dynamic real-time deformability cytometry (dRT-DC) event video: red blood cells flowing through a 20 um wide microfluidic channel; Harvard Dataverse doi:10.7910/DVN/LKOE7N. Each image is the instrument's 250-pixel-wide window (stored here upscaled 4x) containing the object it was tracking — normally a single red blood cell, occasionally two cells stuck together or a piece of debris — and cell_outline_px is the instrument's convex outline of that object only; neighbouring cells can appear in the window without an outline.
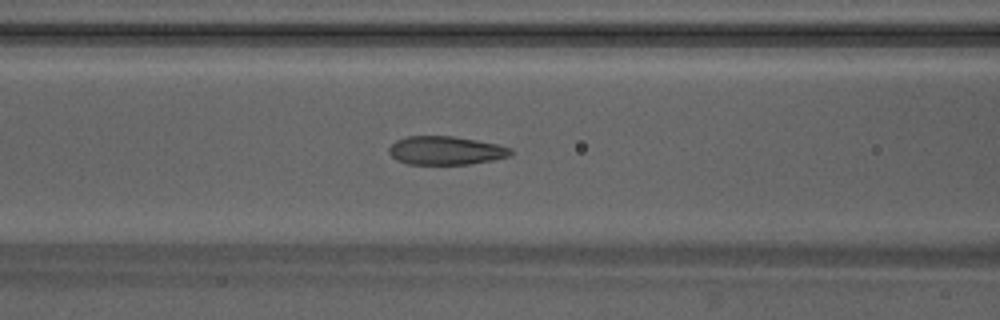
{"species": "Egyptian fruit bat (a non-hibernating species)", "species_latin": "Rousettus aegyptiacus", "temperature_condition": "warm", "stored_images_in_passage": 49, "camera_frame_rate_fps": 3000, "um_per_image_px": 0.085, "animal": {"sex": "male"}, "frame": {"image": 1, "passage_image": 21, "time_ms": 6.667, "image_size_px": [1000, 320], "cell_outline_px": [[512, 152], [508, 156], [492, 160], [468, 164], [408, 164], [396, 160], [388, 152], [388, 148], [396, 140], [408, 136], [452, 136], [476, 140], [496, 144], [512, 148]], "centroid_in_image_um": [37.85, 12.79], "position_along_channel_um": 128.7, "area_um2": 20.11}}
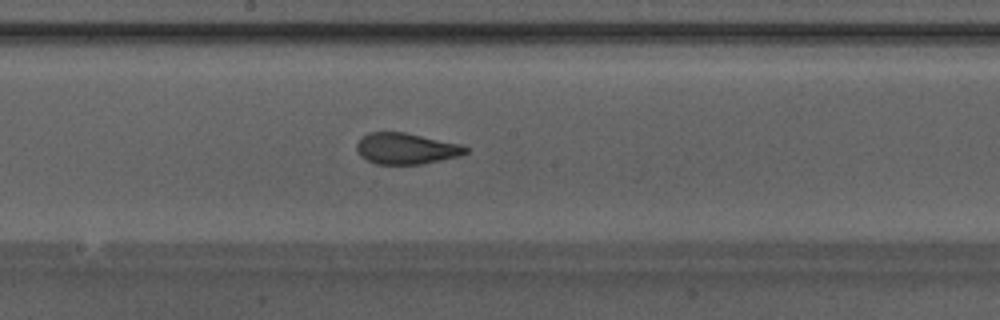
{"frame": {"image": 2, "passage_image": 27, "time_ms": 8.667, "image_size_px": [1000, 320], "cell_outline_px": [[468, 152], [460, 156], [420, 164], [376, 164], [360, 156], [356, 152], [356, 144], [368, 132], [404, 132], [460, 144], [468, 148]], "centroid_in_image_um": [34.5, 12.63], "position_along_channel_um": 213.7, "area_um2": 19.65}}
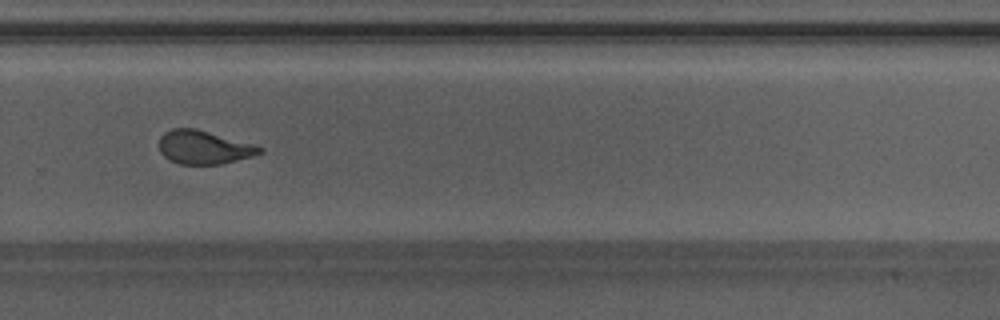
{"frame": {"image": 3, "passage_image": 34, "time_ms": 11.0, "image_size_px": [1000, 320], "cell_outline_px": [[264, 152], [252, 156], [220, 164], [180, 164], [168, 160], [160, 152], [160, 136], [164, 132], [172, 128], [196, 128], [256, 144], [264, 148]], "centroid_in_image_um": [17.35, 12.51], "position_along_channel_um": 312.5, "area_um2": 19.83}, "authors_computed_cell_mechanics": {"area_um2": 20.808, "velocity_mm_per_s": 4.2469, "shape_relaxation_time_tau1_ms": 9.651, "shape_relaxation_time_tau2_ms": 0.882, "deformation_change_tau1": 0.2475, "deformation_change_tau2": 0.0798}}